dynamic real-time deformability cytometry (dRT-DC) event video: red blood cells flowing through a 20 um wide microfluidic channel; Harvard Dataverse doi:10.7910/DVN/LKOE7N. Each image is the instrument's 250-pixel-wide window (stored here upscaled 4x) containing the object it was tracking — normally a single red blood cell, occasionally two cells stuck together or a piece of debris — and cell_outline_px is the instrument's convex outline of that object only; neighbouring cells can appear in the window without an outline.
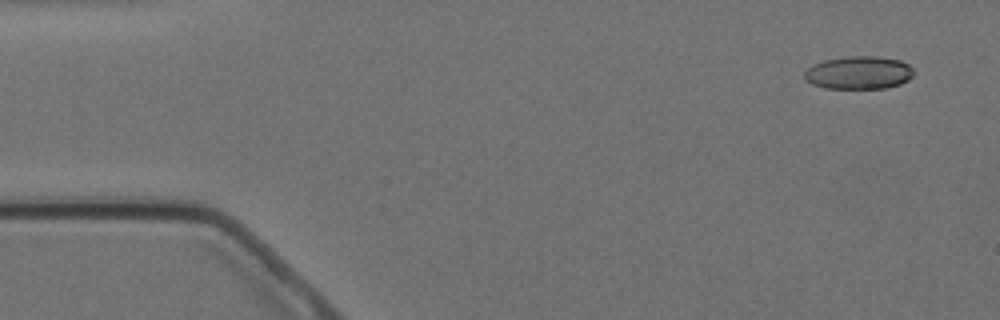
{"species": "Egyptian fruit bat (a non-hibernating species)", "species_latin": "Rousettus aegyptiacus", "temperature_condition": "cold", "stored_images_in_passage": 4, "camera_frame_rate_fps": 3000, "um_per_image_px": 0.085, "animal": {"sex": "female"}, "frame": {"image": 1, "passage_image": 1, "time_ms": 0.0, "image_size_px": [1000, 320], "cell_outline_px": [[916, 72], [908, 80], [900, 84], [884, 88], [824, 88], [812, 84], [804, 76], [804, 72], [812, 64], [824, 60], [848, 56], [876, 56], [900, 60], [908, 64]], "centroid_in_image_um": [73.01, 6.17], "position_along_channel_um": 12.0, "area_um2": 21.04}}
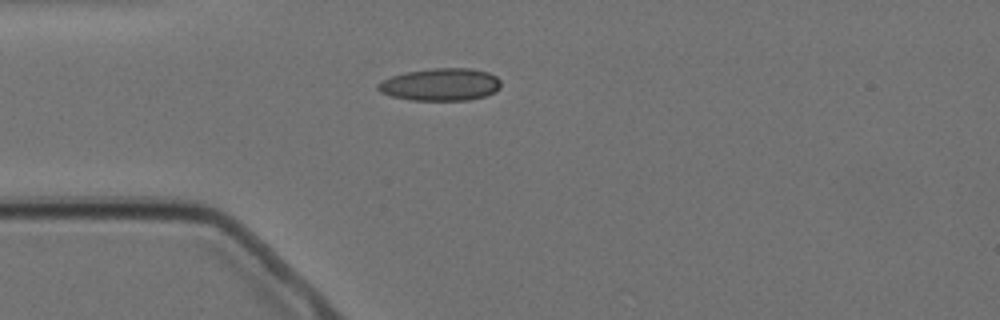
{"frame": {"image": 2, "passage_image": 4, "time_ms": 3.667, "image_size_px": [1000, 320], "cell_outline_px": [[500, 88], [496, 92], [484, 96], [468, 100], [412, 100], [392, 96], [380, 92], [376, 88], [376, 84], [380, 80], [404, 72], [432, 68], [472, 68], [488, 72], [496, 76], [500, 80]], "centroid_in_image_um": [37.43, 7.17], "position_along_channel_um": 47.6, "area_um2": 23.47}}